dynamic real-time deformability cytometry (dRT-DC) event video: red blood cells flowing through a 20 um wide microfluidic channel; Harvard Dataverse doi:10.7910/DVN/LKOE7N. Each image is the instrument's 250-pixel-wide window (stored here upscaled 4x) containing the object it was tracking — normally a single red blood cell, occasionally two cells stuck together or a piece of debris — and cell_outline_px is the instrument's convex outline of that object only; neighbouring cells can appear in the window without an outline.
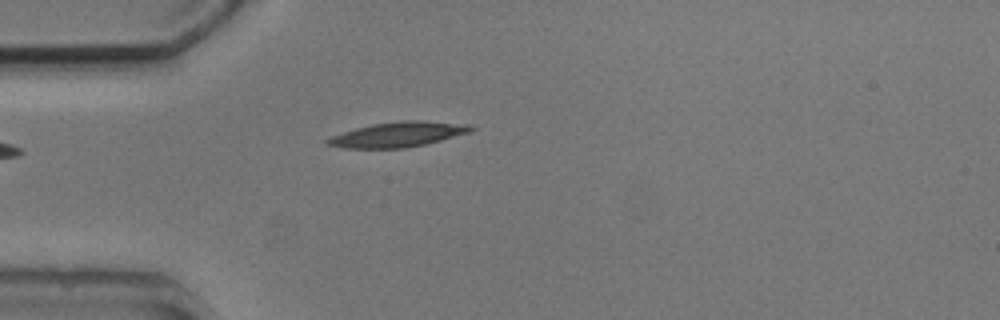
{"species": "common noctule bat (a hibernating species)", "species_latin": "Nyctalus noctula", "temperature_condition": "cold", "stored_images_in_passage": 1, "camera_frame_rate_fps": 3000, "um_per_image_px": 0.085, "animal": {"sex": "male", "body_mass_g": 20.5, "forearm_length_mm": 52.5}, "frame": {"image": 1, "passage_image": 1, "time_ms": 0.0, "image_size_px": [1000, 320], "cell_outline_px": [[476, 128], [472, 132], [424, 144], [404, 148], [344, 148], [328, 144], [324, 140], [332, 136], [356, 128], [372, 124], [404, 120], [424, 120], [472, 124]], "centroid_in_image_um": [33.91, 11.41], "position_along_channel_um": 51.1, "area_um2": 20.92}}